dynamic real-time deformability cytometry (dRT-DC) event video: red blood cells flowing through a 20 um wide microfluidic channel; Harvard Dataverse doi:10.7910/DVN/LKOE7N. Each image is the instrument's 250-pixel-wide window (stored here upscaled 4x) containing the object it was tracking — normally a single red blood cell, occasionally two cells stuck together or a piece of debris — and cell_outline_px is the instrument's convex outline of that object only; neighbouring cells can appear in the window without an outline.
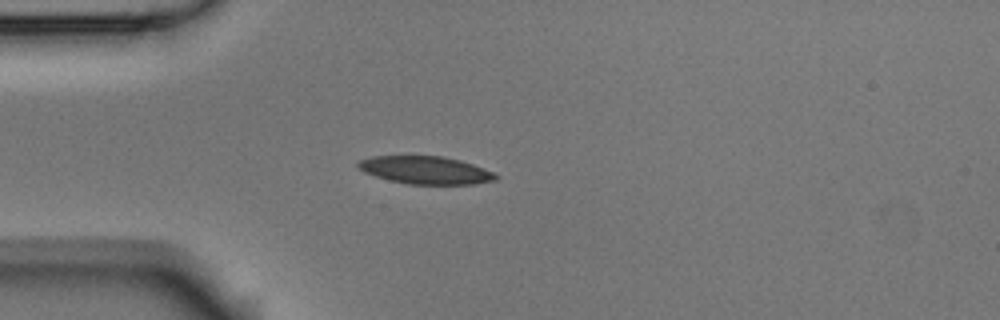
{"species": "Egyptian fruit bat (a non-hibernating species)", "species_latin": "Rousettus aegyptiacus", "temperature_condition": "room temperature", "stored_images_in_passage": 3, "camera_frame_rate_fps": 3000, "um_per_image_px": 0.085, "animal": {"sex": "male"}, "frame": {"image": 1, "passage_image": 3, "time_ms": 0.667, "image_size_px": [1000, 320], "cell_outline_px": [[500, 176], [496, 180], [472, 184], [408, 184], [388, 180], [364, 172], [356, 164], [360, 160], [372, 156], [440, 156], [460, 160], [472, 164], [492, 172]], "centroid_in_image_um": [36.16, 14.46], "position_along_channel_um": 48.8, "area_um2": 22.08}}